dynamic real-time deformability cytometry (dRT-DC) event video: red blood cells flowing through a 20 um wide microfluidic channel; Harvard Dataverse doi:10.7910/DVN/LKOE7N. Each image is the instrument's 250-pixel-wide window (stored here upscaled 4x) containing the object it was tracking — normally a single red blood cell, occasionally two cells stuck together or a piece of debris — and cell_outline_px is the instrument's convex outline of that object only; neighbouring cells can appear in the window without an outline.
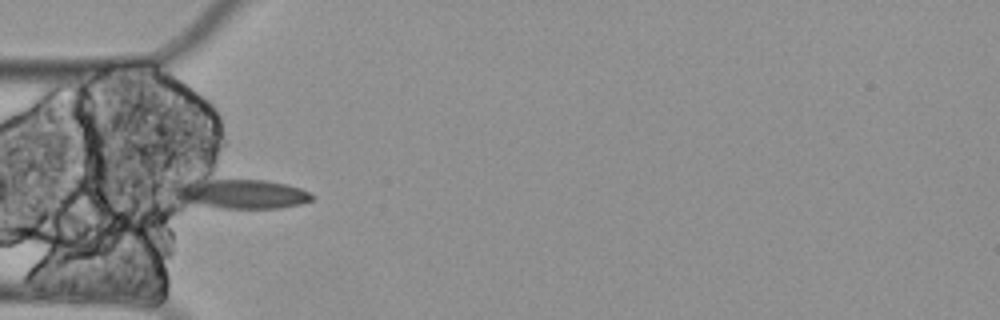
{"species": "Egyptian fruit bat (a non-hibernating species)", "species_latin": "Rousettus aegyptiacus", "temperature_condition": "cold", "stored_images_in_passage": 6, "camera_frame_rate_fps": 3000, "um_per_image_px": 0.085, "animal": {"sex": "female"}, "frame": {"image": 1, "passage_image": 5, "time_ms": 1.333, "image_size_px": [1000, 320], "cell_outline_px": [[316, 196], [312, 200], [300, 204], [280, 208], [224, 208], [180, 204], [176, 196], [176, 188], [188, 180], [264, 180], [288, 184], [300, 188]], "centroid_in_image_um": [20.49, 16.5], "position_along_channel_um": 64.5, "area_um2": 23.76}}
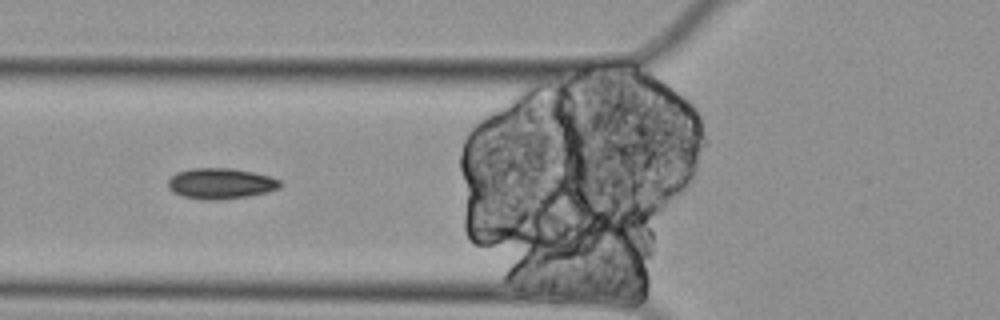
{"frame": {"image": 2, "passage_image": 6, "time_ms": 1.667, "image_size_px": [1000, 320], "cell_outline_px": [[280, 188], [268, 192], [248, 196], [216, 200], [204, 200], [184, 196], [172, 192], [168, 188], [168, 180], [176, 172], [192, 168], [232, 168], [252, 172], [268, 176], [280, 180]], "centroid_in_image_um": [18.73, 15.6], "position_along_channel_um": 107.1, "area_um2": 20.06}}